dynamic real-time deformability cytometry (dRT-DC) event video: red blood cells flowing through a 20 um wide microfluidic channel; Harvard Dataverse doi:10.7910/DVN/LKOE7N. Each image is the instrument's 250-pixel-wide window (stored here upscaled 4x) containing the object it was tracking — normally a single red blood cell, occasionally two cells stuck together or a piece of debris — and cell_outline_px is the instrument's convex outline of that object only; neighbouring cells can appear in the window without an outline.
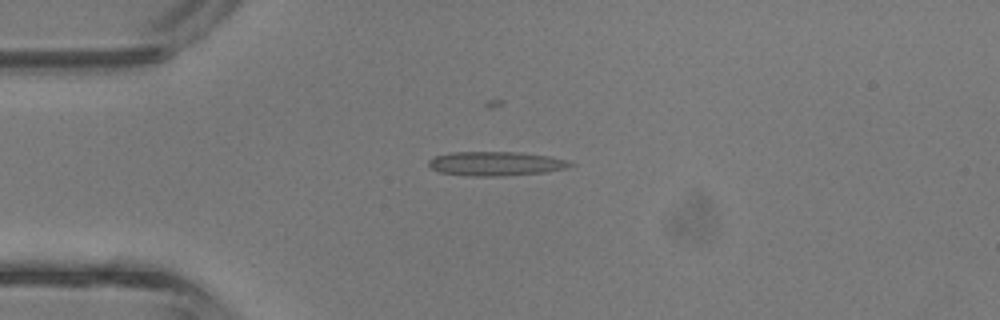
{"species": "common noctule bat (a hibernating species)", "species_latin": "Nyctalus noctula", "temperature_condition": "room temperature", "stored_images_in_passage": 4, "camera_frame_rate_fps": 3000, "um_per_image_px": 0.085, "animal": {"sex": "male", "body_mass_g": 13.3}, "frame": {"image": 1, "passage_image": 4, "time_ms": 1.0, "image_size_px": [1000, 320], "cell_outline_px": [[576, 164], [564, 168], [544, 172], [504, 176], [468, 176], [440, 172], [432, 168], [428, 164], [428, 160], [436, 156], [452, 152], [516, 152], [548, 156], [564, 160]], "centroid_in_image_um": [42.1, 13.91], "position_along_channel_um": 42.9, "area_um2": 19.71}}